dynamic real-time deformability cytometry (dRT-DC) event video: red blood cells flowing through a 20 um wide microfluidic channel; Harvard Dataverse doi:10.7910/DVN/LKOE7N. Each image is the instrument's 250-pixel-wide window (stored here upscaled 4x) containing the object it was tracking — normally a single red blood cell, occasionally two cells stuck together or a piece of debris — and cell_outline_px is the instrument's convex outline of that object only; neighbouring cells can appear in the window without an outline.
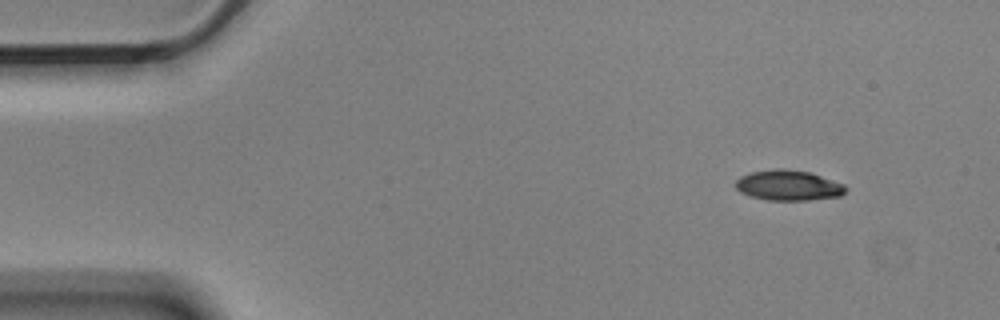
{"species": "Egyptian fruit bat (a non-hibernating species)", "species_latin": "Rousettus aegyptiacus", "temperature_condition": "cold", "stored_images_in_passage": 5, "camera_frame_rate_fps": 3000, "um_per_image_px": 0.085, "animal": {"sex": "male"}, "frame": {"image": 1, "passage_image": 1, "time_ms": 0.0, "image_size_px": [1000, 320], "cell_outline_px": [[848, 188], [840, 196], [808, 200], [768, 200], [752, 196], [740, 192], [732, 184], [740, 176], [752, 172], [776, 168], [780, 168], [808, 172], [844, 184]], "centroid_in_image_um": [66.98, 15.75], "position_along_channel_um": 18.0, "area_um2": 19.36}}
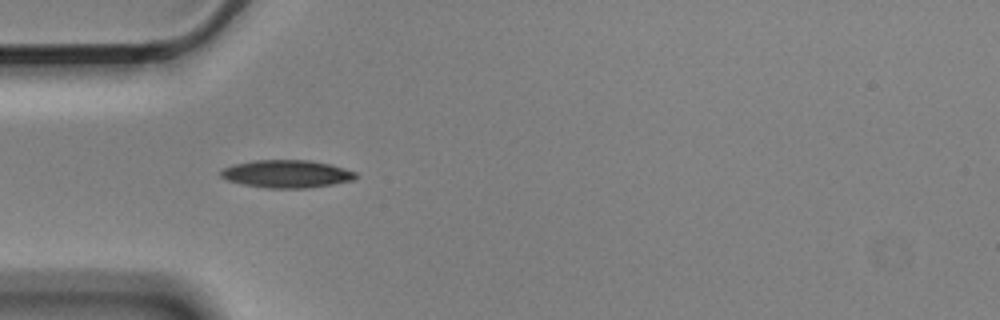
{"frame": {"image": 2, "passage_image": 4, "time_ms": 1.0, "image_size_px": [1000, 320], "cell_outline_px": [[356, 176], [352, 180], [332, 184], [304, 188], [268, 188], [244, 184], [228, 180], [220, 176], [220, 172], [224, 168], [236, 164], [252, 160], [312, 160], [344, 168], [356, 172]], "centroid_in_image_um": [24.36, 14.77], "position_along_channel_um": 60.6, "area_um2": 21.5}}
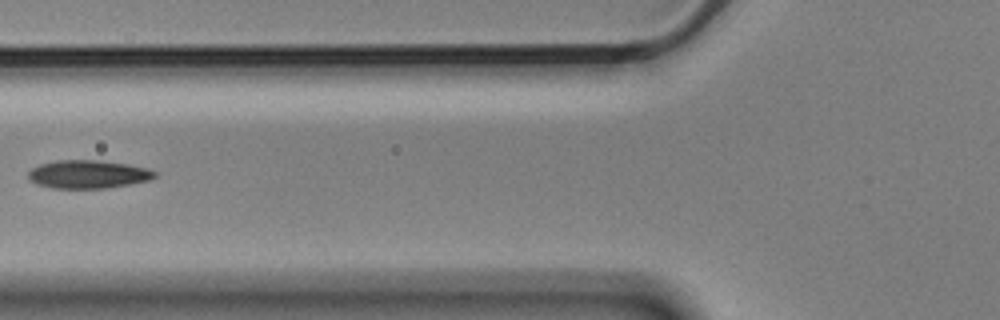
{"frame": {"image": 3, "passage_image": 5, "time_ms": 1.333, "image_size_px": [1000, 320], "cell_outline_px": [[156, 176], [152, 180], [104, 188], [52, 188], [36, 184], [28, 180], [28, 172], [32, 168], [40, 164], [56, 160], [96, 160], [128, 164], [148, 168], [156, 172]], "centroid_in_image_um": [7.47, 14.81], "position_along_channel_um": 118.3, "area_um2": 20.87}}